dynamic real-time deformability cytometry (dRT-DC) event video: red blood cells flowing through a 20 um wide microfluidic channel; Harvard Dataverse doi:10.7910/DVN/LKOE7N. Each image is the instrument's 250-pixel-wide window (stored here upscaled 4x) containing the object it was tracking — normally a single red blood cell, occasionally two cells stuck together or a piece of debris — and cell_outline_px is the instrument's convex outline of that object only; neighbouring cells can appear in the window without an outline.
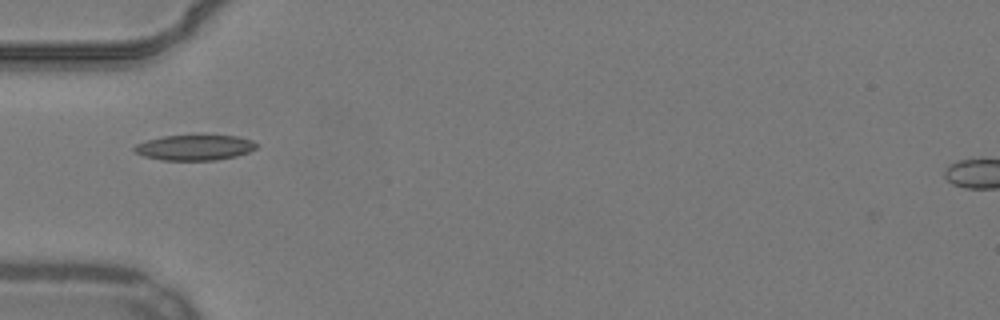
{"species": "common noctule bat (a hibernating species)", "species_latin": "Nyctalus noctula", "temperature_condition": "warm", "stored_images_in_passage": 32, "camera_frame_rate_fps": 3000, "um_per_image_px": 0.085, "animal": {"sex": "male", "body_mass_g": 19.2, "forearm_length_mm": 51.8}, "frame": {"image": 1, "passage_image": 1, "time_ms": 0.0, "image_size_px": [1000, 320], "cell_outline_px": [[260, 144], [256, 148], [248, 152], [236, 156], [216, 160], [160, 160], [144, 156], [136, 152], [132, 148], [136, 144], [148, 140], [164, 136], [236, 136], [252, 140]], "centroid_in_image_um": [16.57, 12.55], "position_along_channel_um": 68.4, "area_um2": 17.92}}
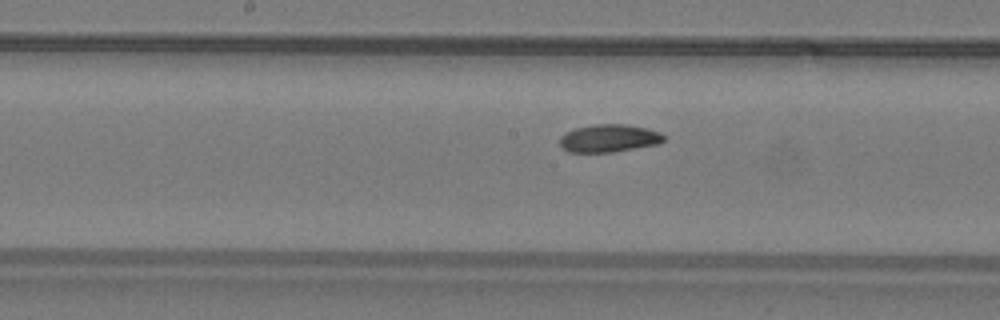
{"frame": {"image": 2, "passage_image": 11, "time_ms": 3.333, "image_size_px": [1000, 320], "cell_outline_px": [[664, 140], [656, 144], [612, 152], [568, 152], [560, 144], [560, 136], [576, 128], [596, 124], [624, 124], [648, 128], [660, 132], [664, 136]], "centroid_in_image_um": [51.76, 11.75], "position_along_channel_um": 196.4, "area_um2": 16.59}}
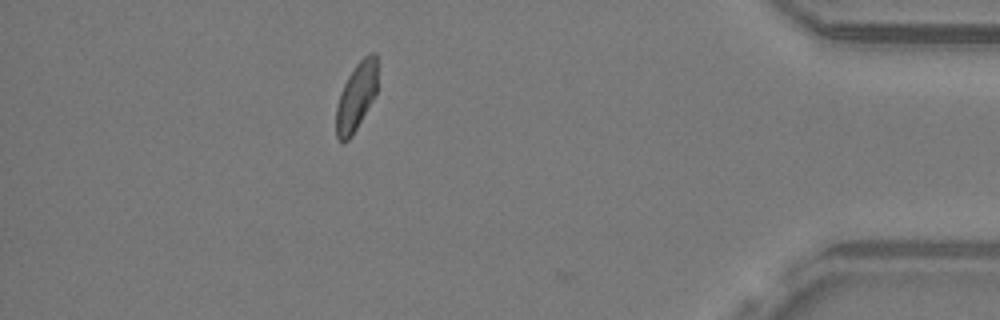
{"frame": {"image": 3, "passage_image": 31, "time_ms": 10.0, "image_size_px": [1000, 320], "cell_outline_px": [[376, 92], [372, 100], [352, 136], [348, 140], [340, 140], [336, 136], [336, 108], [340, 92], [348, 76], [356, 64], [368, 52], [376, 52]], "centroid_in_image_um": [30.27, 8.19], "position_along_channel_um": 404.9, "area_um2": 16.07}, "authors_computed_cell_mechanics": {"area_um2": 16.9932, "velocity_mm_per_s": 3.8235, "shape_relaxation_time_tau1_ms": 4.9577, "shape_relaxation_time_tau2_ms": 6.198, "deformation_change_tau1": 0.1246, "deformation_change_tau2": 0.1095}}